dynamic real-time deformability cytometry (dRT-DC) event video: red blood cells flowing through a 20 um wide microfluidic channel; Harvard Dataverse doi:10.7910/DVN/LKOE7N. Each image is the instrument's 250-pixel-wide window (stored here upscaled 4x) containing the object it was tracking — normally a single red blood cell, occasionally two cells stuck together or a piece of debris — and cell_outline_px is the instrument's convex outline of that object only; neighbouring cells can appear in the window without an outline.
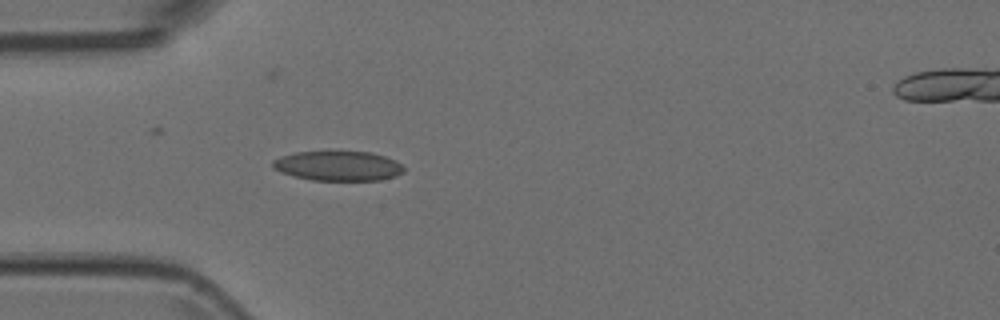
{"species": "Egyptian fruit bat (a non-hibernating species)", "species_latin": "Rousettus aegyptiacus", "temperature_condition": "room temperature", "stored_images_in_passage": 4, "camera_frame_rate_fps": 3000, "um_per_image_px": 0.085, "animal": {"sex": "female"}, "frame": {"image": 1, "passage_image": 3, "time_ms": 0.667, "image_size_px": [1000, 320], "cell_outline_px": [[404, 172], [396, 176], [380, 180], [312, 180], [280, 172], [272, 168], [272, 160], [280, 156], [296, 152], [328, 148], [332, 148], [372, 152], [396, 160], [404, 168]], "centroid_in_image_um": [28.71, 14.04], "position_along_channel_um": 56.3, "area_um2": 23.81}}